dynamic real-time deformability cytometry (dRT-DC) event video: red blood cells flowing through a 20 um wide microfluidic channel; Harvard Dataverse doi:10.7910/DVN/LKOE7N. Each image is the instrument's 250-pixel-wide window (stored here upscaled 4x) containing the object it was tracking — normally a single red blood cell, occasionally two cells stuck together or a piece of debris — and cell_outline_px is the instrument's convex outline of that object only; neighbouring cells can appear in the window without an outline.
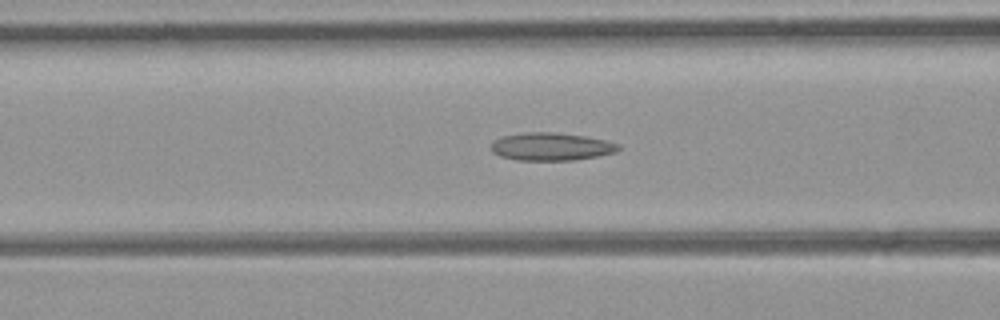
{"species": "common noctule bat (a hibernating species)", "species_latin": "Nyctalus noctula", "temperature_condition": "room temperature", "stored_images_in_passage": 49, "camera_frame_rate_fps": 3000, "um_per_image_px": 0.085, "animal": {"sex": "female", "body_mass_g": 21.9}, "frame": {"image": 1, "passage_image": 21, "time_ms": 6.667, "image_size_px": [1000, 320], "cell_outline_px": [[620, 148], [616, 152], [596, 156], [572, 160], [516, 160], [500, 156], [492, 152], [492, 140], [504, 136], [524, 132], [552, 132], [584, 136], [604, 140], [620, 144]], "centroid_in_image_um": [46.83, 12.46], "position_along_channel_um": 119.8, "area_um2": 20.52}}
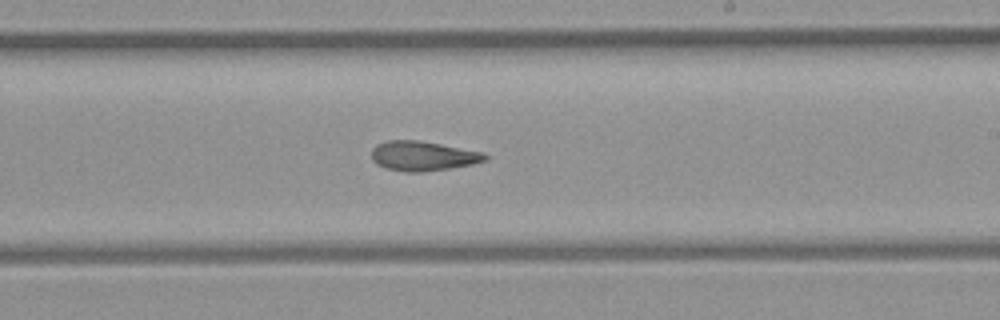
{"frame": {"image": 2, "passage_image": 31, "time_ms": 10.0, "image_size_px": [1000, 320], "cell_outline_px": [[488, 160], [472, 164], [448, 168], [420, 172], [404, 172], [384, 168], [376, 164], [372, 160], [372, 148], [376, 144], [388, 140], [420, 140], [484, 152], [488, 156]], "centroid_in_image_um": [35.93, 13.25], "position_along_channel_um": 253.1, "area_um2": 19.77}}
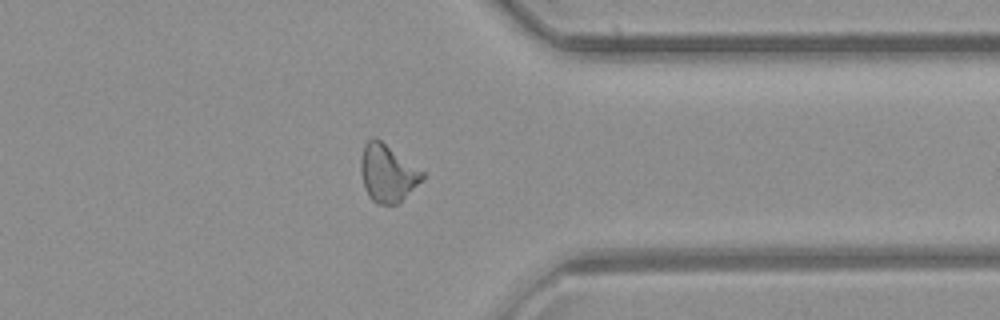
{"frame": {"image": 3, "passage_image": 41, "time_ms": 13.333, "image_size_px": [1000, 320], "cell_outline_px": [[424, 176], [396, 204], [380, 204], [372, 200], [368, 196], [360, 172], [360, 156], [364, 144], [372, 136], [376, 136], [424, 172]], "centroid_in_image_um": [32.87, 14.66], "position_along_channel_um": 378.5, "area_um2": 20.29}, "authors_computed_cell_mechanics": {"area_um2": 19.9988, "velocity_mm_per_s": 3.9999, "shape_relaxation_time_tau1_ms": null, "shape_relaxation_time_tau2_ms": 5.5931, "deformation_change_tau1": null, "deformation_change_tau2": 0.1381}}